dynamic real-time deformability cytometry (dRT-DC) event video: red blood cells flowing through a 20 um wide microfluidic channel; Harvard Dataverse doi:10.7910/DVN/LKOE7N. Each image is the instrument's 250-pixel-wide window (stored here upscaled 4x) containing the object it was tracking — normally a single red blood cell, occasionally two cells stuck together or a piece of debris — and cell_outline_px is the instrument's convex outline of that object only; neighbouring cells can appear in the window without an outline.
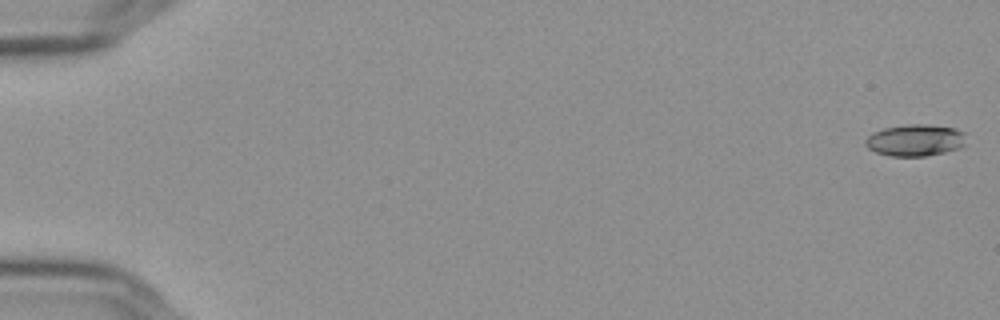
{"species": "Egyptian fruit bat (a non-hibernating species)", "species_latin": "Rousettus aegyptiacus", "temperature_condition": "cold", "stored_images_in_passage": 57, "camera_frame_rate_fps": 3000, "um_per_image_px": 0.085, "frame": {"image": 1, "passage_image": 1, "time_ms": 0.0, "image_size_px": [1000, 320], "cell_outline_px": [[964, 144], [960, 148], [944, 152], [924, 156], [888, 156], [876, 152], [868, 148], [864, 144], [864, 140], [872, 132], [884, 128], [908, 124], [924, 124], [956, 128], [964, 132]], "centroid_in_image_um": [77.76, 11.92], "position_along_channel_um": 7.2, "area_um2": 18.67}}
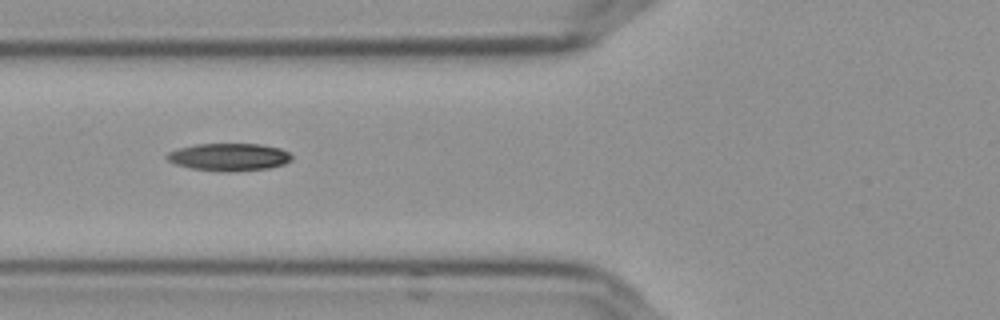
{"frame": {"image": 2, "passage_image": 23, "time_ms": 7.333, "image_size_px": [1000, 320], "cell_outline_px": [[292, 160], [284, 164], [268, 168], [228, 172], [220, 172], [192, 168], [176, 164], [168, 160], [164, 156], [168, 152], [176, 148], [196, 144], [260, 144], [280, 148], [288, 152], [292, 156]], "centroid_in_image_um": [19.45, 13.34], "position_along_channel_um": 106.4, "area_um2": 20.11}}
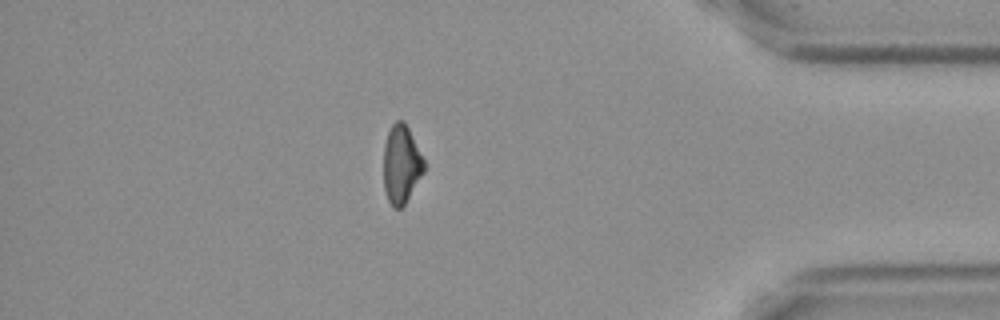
{"frame": {"image": 3, "passage_image": 50, "time_ms": 16.333, "image_size_px": [1000, 320], "cell_outline_px": [[424, 172], [404, 204], [400, 208], [392, 208], [388, 200], [384, 188], [384, 144], [388, 132], [392, 124], [396, 120], [404, 120], [424, 160]], "centroid_in_image_um": [34.1, 13.96], "position_along_channel_um": 401.1, "area_um2": 18.26}, "authors_computed_cell_mechanics": {"area_um2": 19.2474, "velocity_mm_per_s": 3.6293, "shape_relaxation_time_tau1_ms": 5.5117, "shape_relaxation_time_tau2_ms": null, "deformation_change_tau1": 0.1737, "deformation_change_tau2": null}}